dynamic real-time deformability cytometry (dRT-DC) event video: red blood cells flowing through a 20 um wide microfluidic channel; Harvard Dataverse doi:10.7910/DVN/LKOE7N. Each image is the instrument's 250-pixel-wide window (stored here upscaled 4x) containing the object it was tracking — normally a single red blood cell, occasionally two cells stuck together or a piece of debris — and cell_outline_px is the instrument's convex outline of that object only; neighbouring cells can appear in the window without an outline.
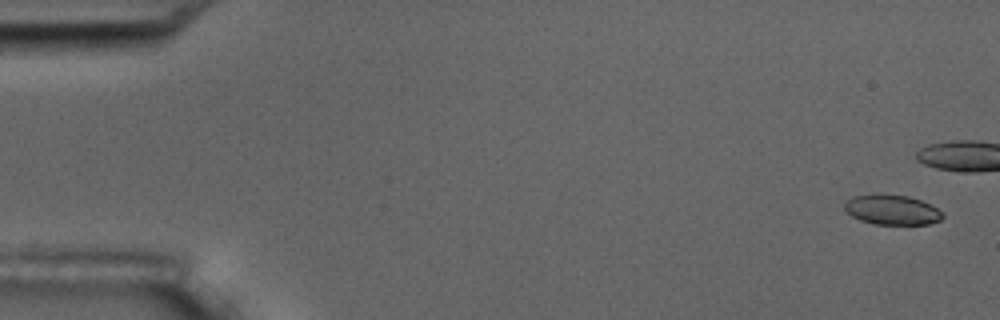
{"species": "common noctule bat (a hibernating species)", "species_latin": "Nyctalus noctula", "temperature_condition": "room temperature", "stored_images_in_passage": 8, "camera_frame_rate_fps": 3000, "um_per_image_px": 0.085, "animal": {"sex": "male", "body_mass_g": 17.5, "forearm_length_mm": 52.3}, "frame": {"image": 1, "passage_image": 1, "time_ms": 0.0, "image_size_px": [1000, 320], "cell_outline_px": [[944, 216], [940, 220], [928, 224], [876, 224], [860, 220], [852, 216], [844, 208], [844, 204], [852, 196], [880, 192], [908, 196], [920, 200], [944, 212]], "centroid_in_image_um": [75.8, 17.8], "position_along_channel_um": 9.2, "area_um2": 17.28}}